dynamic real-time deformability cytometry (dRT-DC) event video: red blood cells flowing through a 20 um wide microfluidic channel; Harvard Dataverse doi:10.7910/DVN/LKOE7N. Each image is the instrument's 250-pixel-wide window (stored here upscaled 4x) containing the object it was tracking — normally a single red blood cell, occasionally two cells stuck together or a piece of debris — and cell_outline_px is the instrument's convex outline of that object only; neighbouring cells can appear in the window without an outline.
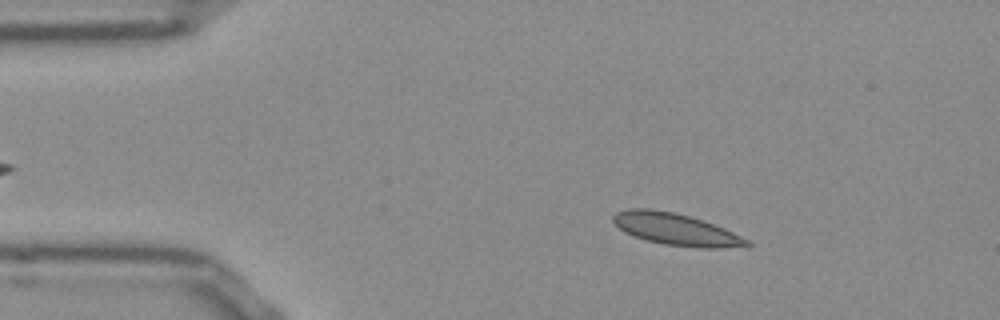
{"species": "Egyptian fruit bat (a non-hibernating species)", "species_latin": "Rousettus aegyptiacus", "temperature_condition": "room temperature", "stored_images_in_passage": 44, "camera_frame_rate_fps": 3000, "um_per_image_px": 0.085, "frame": {"image": 1, "passage_image": 8, "time_ms": 2.333, "image_size_px": [1000, 320], "cell_outline_px": [[752, 244], [716, 248], [704, 248], [664, 244], [648, 240], [624, 232], [612, 220], [612, 216], [616, 212], [628, 208], [648, 208], [672, 212], [688, 216], [724, 228], [748, 240]], "centroid_in_image_um": [57.38, 19.47], "position_along_channel_um": 27.6, "area_um2": 24.16}}
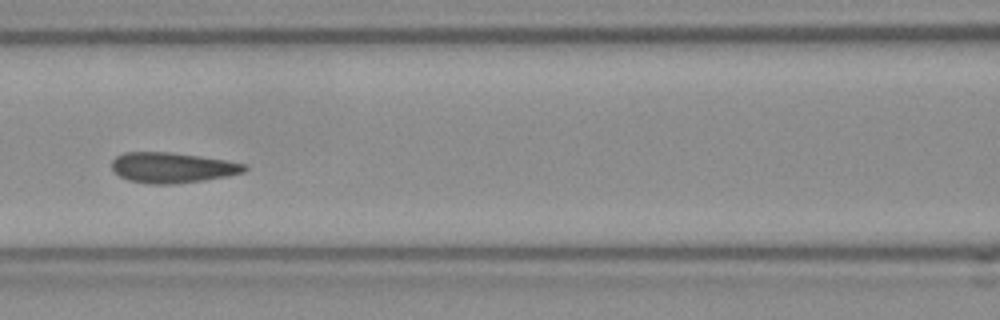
{"frame": {"image": 2, "passage_image": 22, "time_ms": 7.0, "image_size_px": [1000, 320], "cell_outline_px": [[248, 168], [244, 172], [228, 176], [204, 180], [172, 184], [152, 184], [128, 180], [120, 176], [112, 168], [112, 160], [116, 156], [124, 152], [168, 152], [200, 156], [248, 164]], "centroid_in_image_um": [14.66, 14.24], "position_along_channel_um": 151.9, "area_um2": 23.47}}
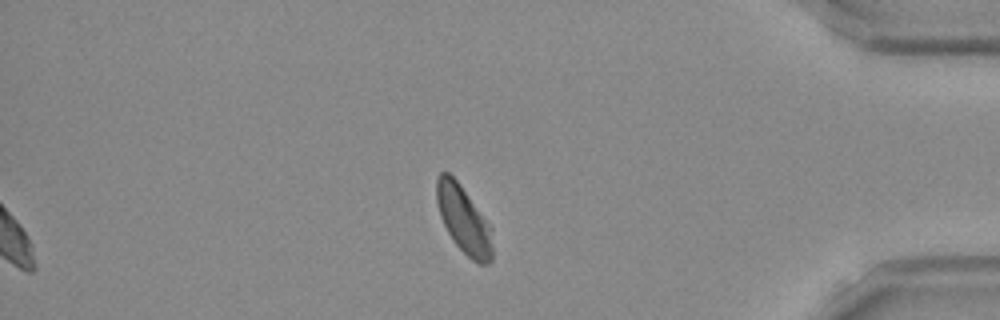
{"frame": {"image": 3, "passage_image": 44, "time_ms": 14.333, "image_size_px": [1000, 320], "cell_outline_px": [[492, 260], [488, 264], [480, 264], [472, 260], [452, 240], [440, 216], [436, 200], [436, 180], [440, 172], [448, 172], [460, 184], [492, 228]], "centroid_in_image_um": [39.41, 18.68], "position_along_channel_um": 395.8, "area_um2": 21.79}, "authors_computed_cell_mechanics": {"area_um2": 23.2934, "velocity_mm_per_s": 3.8201, "shape_relaxation_time_tau1_ms": 7.8283, "shape_relaxation_time_tau2_ms": 0.9218, "deformation_change_tau1": 0.149, "deformation_change_tau2": 0.0377}}